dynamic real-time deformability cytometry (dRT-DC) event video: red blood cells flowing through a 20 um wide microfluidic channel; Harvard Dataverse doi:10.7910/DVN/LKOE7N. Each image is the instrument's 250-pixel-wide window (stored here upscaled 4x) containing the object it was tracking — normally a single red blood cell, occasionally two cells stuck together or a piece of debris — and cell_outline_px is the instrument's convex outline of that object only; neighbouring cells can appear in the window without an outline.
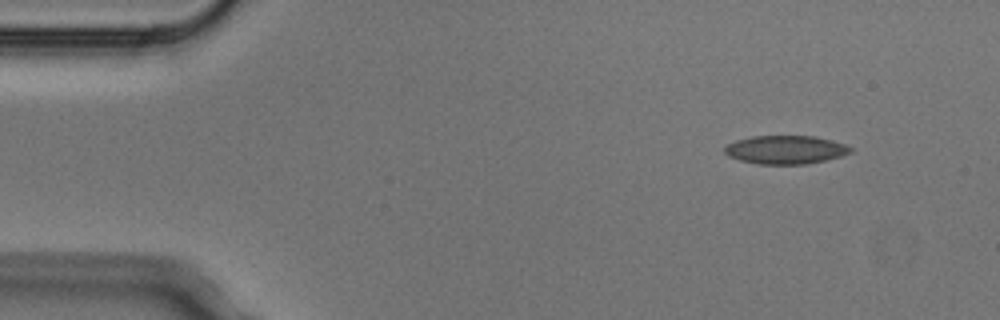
{"species": "Egyptian fruit bat (a non-hibernating species)", "species_latin": "Rousettus aegyptiacus", "temperature_condition": "cold", "stored_images_in_passage": 7, "camera_frame_rate_fps": 3000, "um_per_image_px": 0.085, "animal": {"sex": "male"}, "frame": {"image": 1, "passage_image": 1, "time_ms": 0.0, "image_size_px": [1000, 320], "cell_outline_px": [[852, 152], [840, 156], [824, 160], [804, 164], [760, 164], [740, 160], [728, 156], [724, 152], [724, 148], [728, 144], [736, 140], [752, 136], [816, 136], [832, 140], [844, 144], [852, 148]], "centroid_in_image_um": [66.76, 12.72], "position_along_channel_um": 18.2, "area_um2": 20.75}}
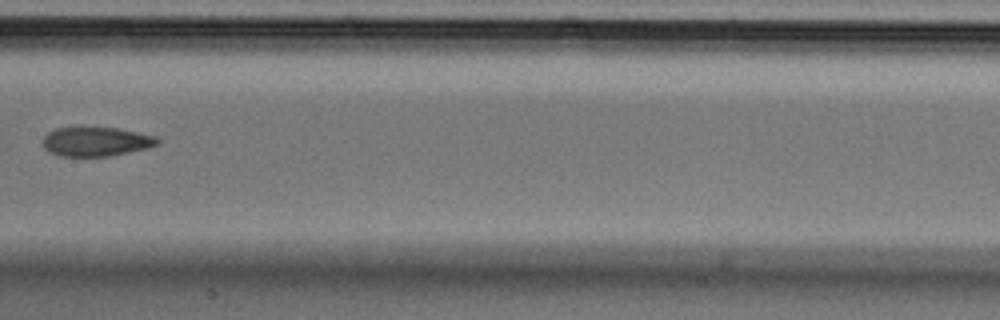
{"frame": {"image": 2, "passage_image": 6, "time_ms": 1.667, "image_size_px": [1000, 320], "cell_outline_px": [[160, 144], [148, 148], [112, 156], [60, 156], [48, 152], [44, 148], [44, 136], [48, 132], [56, 128], [116, 128], [156, 136], [160, 140]], "centroid_in_image_um": [8.19, 12.05], "position_along_channel_um": 199.2, "area_um2": 19.48}}
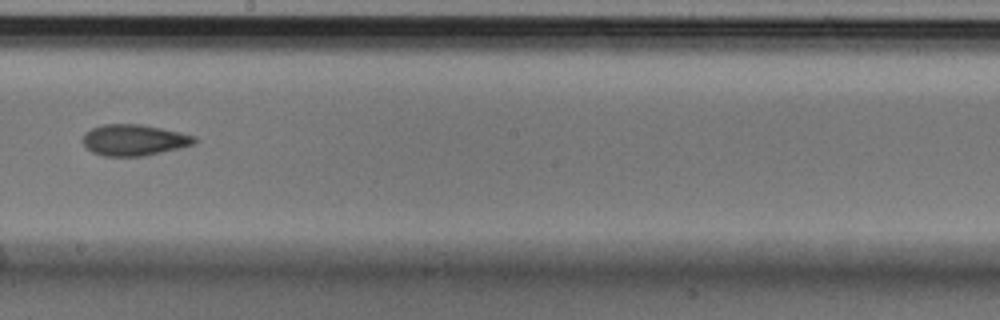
{"frame": {"image": 3, "passage_image": 7, "time_ms": 2.0, "image_size_px": [1000, 320], "cell_outline_px": [[196, 140], [192, 144], [180, 148], [144, 156], [104, 156], [92, 152], [84, 144], [84, 132], [92, 128], [104, 124], [140, 124], [180, 132], [196, 136]], "centroid_in_image_um": [11.39, 11.9], "position_along_channel_um": 236.8, "area_um2": 20.11}}